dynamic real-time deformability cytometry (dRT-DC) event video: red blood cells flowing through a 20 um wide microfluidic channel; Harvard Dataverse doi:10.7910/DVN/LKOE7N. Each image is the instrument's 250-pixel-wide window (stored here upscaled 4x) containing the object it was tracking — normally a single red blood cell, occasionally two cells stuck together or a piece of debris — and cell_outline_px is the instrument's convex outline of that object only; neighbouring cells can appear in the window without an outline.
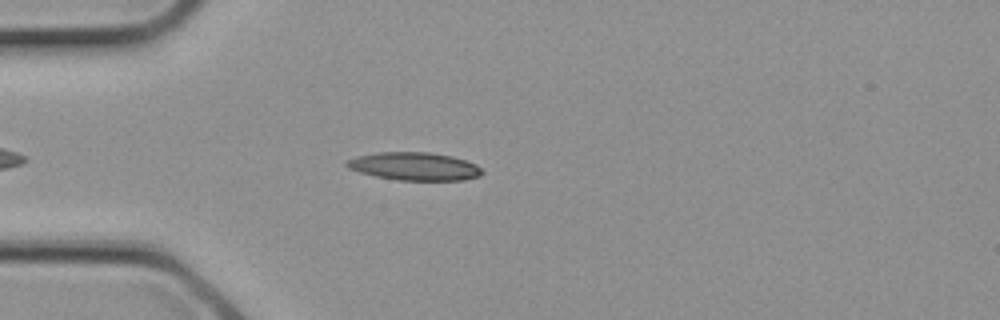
{"species": "common noctule bat (a hibernating species)", "species_latin": "Nyctalus noctula", "temperature_condition": "cold", "stored_images_in_passage": 3, "camera_frame_rate_fps": 3000, "um_per_image_px": 0.085, "animal": {"sex": "female", "body_mass_g": 21.9}, "frame": {"image": 1, "passage_image": 3, "time_ms": 0.667, "image_size_px": [1000, 320], "cell_outline_px": [[484, 172], [480, 176], [464, 180], [396, 180], [376, 176], [360, 172], [348, 168], [344, 164], [348, 160], [356, 156], [376, 152], [432, 152], [452, 156], [476, 164]], "centroid_in_image_um": [35.23, 14.13], "position_along_channel_um": 49.8, "area_um2": 22.14}}